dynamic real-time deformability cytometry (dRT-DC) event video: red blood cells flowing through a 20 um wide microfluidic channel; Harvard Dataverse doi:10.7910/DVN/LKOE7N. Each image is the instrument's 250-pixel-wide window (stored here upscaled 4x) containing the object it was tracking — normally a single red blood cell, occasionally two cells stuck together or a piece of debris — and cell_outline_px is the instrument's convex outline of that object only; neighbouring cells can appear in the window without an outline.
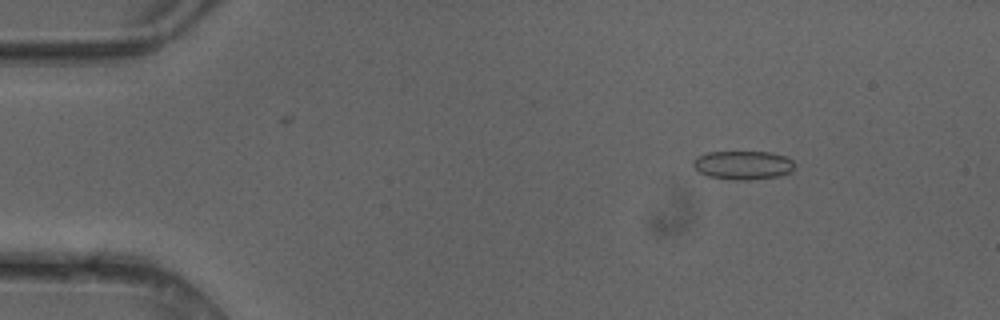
{"species": "common noctule bat (a hibernating species)", "species_latin": "Nyctalus noctula", "temperature_condition": "cold", "stored_images_in_passage": 46, "camera_frame_rate_fps": 3000, "um_per_image_px": 0.085, "animal": {"sex": "female"}, "frame": {"image": 1, "passage_image": 6, "time_ms": 1.667, "image_size_px": [1000, 320], "cell_outline_px": [[796, 164], [792, 172], [776, 176], [748, 180], [736, 180], [708, 176], [700, 172], [692, 164], [692, 160], [696, 156], [708, 152], [772, 152], [784, 156], [792, 160]], "centroid_in_image_um": [63.16, 14.02], "position_along_channel_um": 21.8, "area_um2": 16.99}}
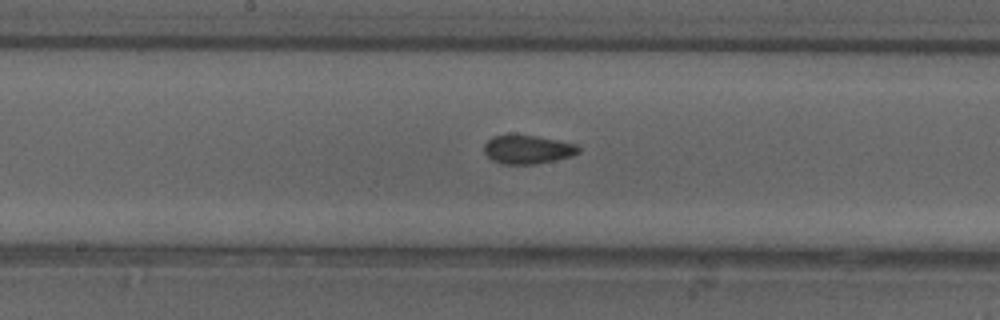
{"frame": {"image": 2, "passage_image": 25, "time_ms": 8.0, "image_size_px": [1000, 320], "cell_outline_px": [[580, 152], [572, 156], [536, 164], [500, 164], [492, 160], [484, 152], [484, 144], [492, 136], [512, 132], [536, 136], [576, 144], [580, 148]], "centroid_in_image_um": [44.8, 12.67], "position_along_channel_um": 203.4, "area_um2": 16.18}}
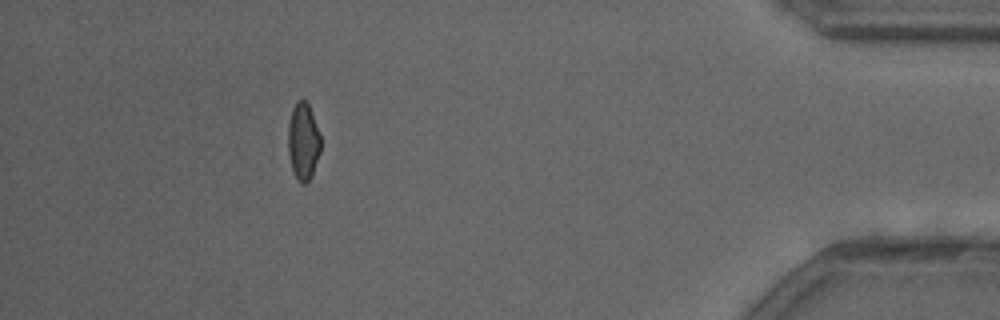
{"frame": {"image": 3, "passage_image": 44, "time_ms": 14.333, "image_size_px": [1000, 320], "cell_outline_px": [[320, 152], [312, 176], [304, 184], [300, 184], [296, 180], [292, 172], [288, 152], [288, 124], [292, 108], [296, 100], [304, 100], [308, 104], [320, 136]], "centroid_in_image_um": [25.74, 12.06], "position_along_channel_um": 409.5, "area_um2": 14.74}}